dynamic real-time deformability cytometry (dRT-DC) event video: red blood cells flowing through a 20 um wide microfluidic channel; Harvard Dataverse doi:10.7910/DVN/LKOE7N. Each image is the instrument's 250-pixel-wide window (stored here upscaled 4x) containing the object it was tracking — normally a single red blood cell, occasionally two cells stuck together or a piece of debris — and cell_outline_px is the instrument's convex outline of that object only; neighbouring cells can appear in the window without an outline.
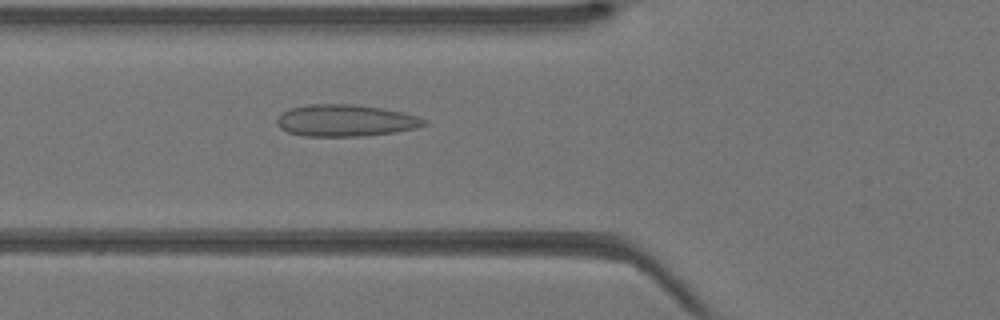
{"species": "Egyptian fruit bat (a non-hibernating species)", "species_latin": "Rousettus aegyptiacus", "temperature_condition": "warm", "stored_images_in_passage": 43, "camera_frame_rate_fps": 3000, "um_per_image_px": 0.085, "animal": {"sex": "female"}, "frame": {"image": 1, "passage_image": 16, "time_ms": 5.0, "image_size_px": [1000, 320], "cell_outline_px": [[428, 124], [416, 128], [396, 132], [364, 136], [304, 136], [288, 132], [280, 128], [276, 124], [276, 120], [284, 112], [292, 108], [312, 104], [352, 104], [380, 108], [404, 112], [428, 120]], "centroid_in_image_um": [29.41, 10.25], "position_along_channel_um": 96.4, "area_um2": 27.22}}
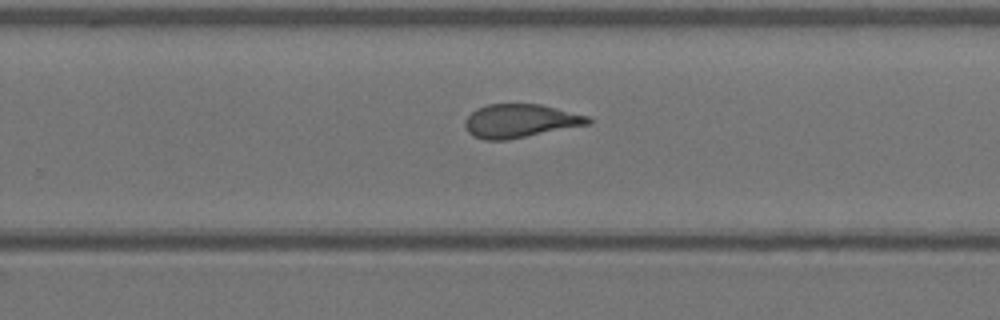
{"frame": {"image": 2, "passage_image": 28, "time_ms": 9.0, "image_size_px": [1000, 320], "cell_outline_px": [[592, 124], [508, 140], [484, 140], [472, 136], [468, 132], [464, 124], [464, 120], [476, 108], [488, 104], [540, 104], [588, 116], [592, 120]], "centroid_in_image_um": [44.21, 10.29], "position_along_channel_um": 285.6, "area_um2": 24.22}}
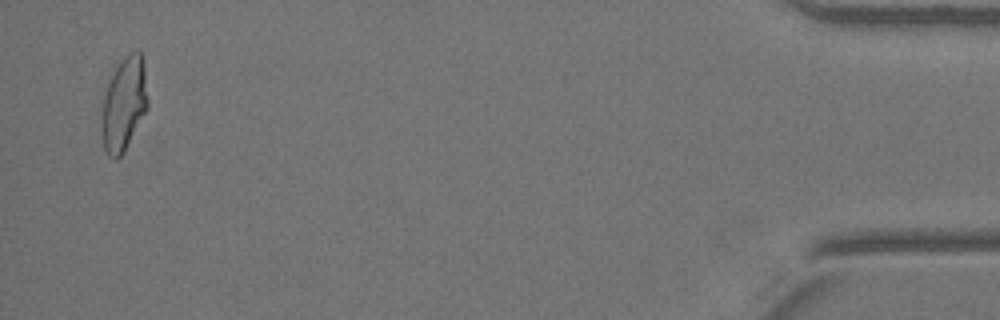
{"frame": {"image": 3, "passage_image": 42, "time_ms": 13.667, "image_size_px": [1000, 320], "cell_outline_px": [[148, 108], [124, 152], [116, 160], [112, 160], [108, 156], [104, 148], [100, 132], [100, 112], [104, 96], [108, 84], [116, 68], [124, 56], [128, 52], [140, 52], [144, 60], [148, 100]], "centroid_in_image_um": [10.52, 8.89], "position_along_channel_um": 424.7, "area_um2": 25.61}}